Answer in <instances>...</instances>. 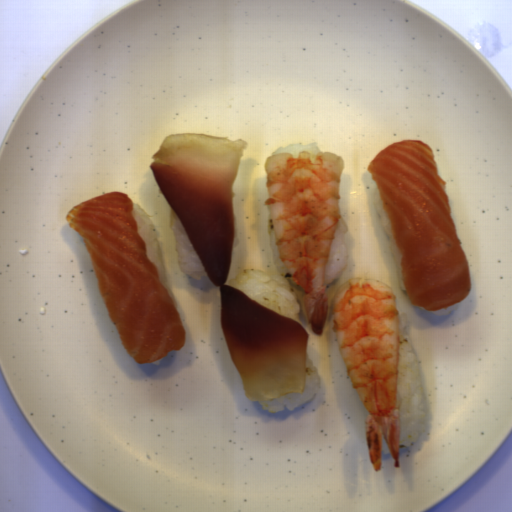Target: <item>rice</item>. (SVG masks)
Returning <instances> with one entry per match:
<instances>
[{
    "mask_svg": "<svg viewBox=\"0 0 512 512\" xmlns=\"http://www.w3.org/2000/svg\"><path fill=\"white\" fill-rule=\"evenodd\" d=\"M266 228L273 263L279 275L247 269L235 278L226 280L223 285L242 290L249 298L263 306L299 322L301 311L308 322L307 309L304 305L305 292L295 284L282 263L270 214Z\"/></svg>",
    "mask_w": 512,
    "mask_h": 512,
    "instance_id": "1",
    "label": "rice"
},
{
    "mask_svg": "<svg viewBox=\"0 0 512 512\" xmlns=\"http://www.w3.org/2000/svg\"><path fill=\"white\" fill-rule=\"evenodd\" d=\"M400 324L397 399L400 417L399 447L417 444L427 427L426 396L420 363L405 326L407 313L398 311Z\"/></svg>",
    "mask_w": 512,
    "mask_h": 512,
    "instance_id": "2",
    "label": "rice"
},
{
    "mask_svg": "<svg viewBox=\"0 0 512 512\" xmlns=\"http://www.w3.org/2000/svg\"><path fill=\"white\" fill-rule=\"evenodd\" d=\"M170 227L174 232V250L178 256L179 269L194 280L201 281L203 277H208L182 222L171 206Z\"/></svg>",
    "mask_w": 512,
    "mask_h": 512,
    "instance_id": "3",
    "label": "rice"
},
{
    "mask_svg": "<svg viewBox=\"0 0 512 512\" xmlns=\"http://www.w3.org/2000/svg\"><path fill=\"white\" fill-rule=\"evenodd\" d=\"M320 387L321 380L319 370L317 366H314L313 360L310 359V355L306 350L305 380L302 394H286L275 400L257 402L261 406V409L267 410L268 412H283L285 406L291 411L304 403H309L320 391Z\"/></svg>",
    "mask_w": 512,
    "mask_h": 512,
    "instance_id": "4",
    "label": "rice"
},
{
    "mask_svg": "<svg viewBox=\"0 0 512 512\" xmlns=\"http://www.w3.org/2000/svg\"><path fill=\"white\" fill-rule=\"evenodd\" d=\"M131 214L134 220L137 222L138 234L146 244L145 254L147 258L157 267L160 281L163 287L170 294L164 256L155 231L154 224L150 216L141 208V206L133 201Z\"/></svg>",
    "mask_w": 512,
    "mask_h": 512,
    "instance_id": "5",
    "label": "rice"
},
{
    "mask_svg": "<svg viewBox=\"0 0 512 512\" xmlns=\"http://www.w3.org/2000/svg\"><path fill=\"white\" fill-rule=\"evenodd\" d=\"M347 232L348 223L342 214L339 213V221L325 265V287L341 278L349 264L348 248L345 237Z\"/></svg>",
    "mask_w": 512,
    "mask_h": 512,
    "instance_id": "6",
    "label": "rice"
},
{
    "mask_svg": "<svg viewBox=\"0 0 512 512\" xmlns=\"http://www.w3.org/2000/svg\"><path fill=\"white\" fill-rule=\"evenodd\" d=\"M366 174H367L368 186H369V191H370L372 200L374 202V205H375L377 214L379 216V219L381 221V224H382V226H383V228H384V230H385V232H386V234L388 236L390 250H391V252H392V254H393L394 258H395L398 281L400 283V286H401L402 290L406 291L405 286H404V282H403V279H402V275H401V269H402L401 258H402V255H401L398 243L396 241V238H395V235H394L391 223L389 221L387 212L385 210V207H384L383 202L381 200V197L379 195L377 184H376L375 180L372 179L371 173H369L368 169L366 171Z\"/></svg>",
    "mask_w": 512,
    "mask_h": 512,
    "instance_id": "7",
    "label": "rice"
},
{
    "mask_svg": "<svg viewBox=\"0 0 512 512\" xmlns=\"http://www.w3.org/2000/svg\"><path fill=\"white\" fill-rule=\"evenodd\" d=\"M300 151H319L320 147L318 143L312 142L310 144H302L301 142H293L288 144L287 146L278 147L272 154L274 153H291L295 157L299 155ZM271 154V155H272Z\"/></svg>",
    "mask_w": 512,
    "mask_h": 512,
    "instance_id": "8",
    "label": "rice"
},
{
    "mask_svg": "<svg viewBox=\"0 0 512 512\" xmlns=\"http://www.w3.org/2000/svg\"><path fill=\"white\" fill-rule=\"evenodd\" d=\"M459 303L453 304V305H451L449 307H446V308H444L442 310H438V311H431L430 310V312L432 314H434L436 317L437 316H447L448 314H450L459 305Z\"/></svg>",
    "mask_w": 512,
    "mask_h": 512,
    "instance_id": "9",
    "label": "rice"
}]
</instances>
